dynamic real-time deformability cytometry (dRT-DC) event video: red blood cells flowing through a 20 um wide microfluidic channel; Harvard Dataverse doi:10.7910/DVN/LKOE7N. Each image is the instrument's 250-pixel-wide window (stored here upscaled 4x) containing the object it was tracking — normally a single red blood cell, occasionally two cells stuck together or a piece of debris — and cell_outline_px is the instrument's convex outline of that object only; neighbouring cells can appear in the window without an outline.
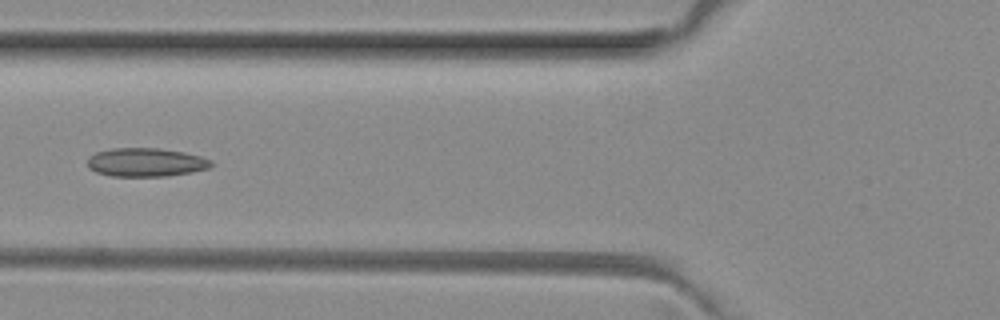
{"species": "common noctule bat (a hibernating species)", "species_latin": "Nyctalus noctula", "temperature_condition": "room temperature", "stored_images_in_passage": 4, "camera_frame_rate_fps": 3000, "um_per_image_px": 0.085, "animal": {"sex": "female", "body_mass_g": 29.2, "forearm_length_mm": 56.3}, "frame": {"image": 1, "passage_image": 4, "time_ms": 1.0, "image_size_px": [1000, 320], "cell_outline_px": [[212, 164], [208, 168], [192, 172], [164, 176], [112, 176], [96, 172], [88, 168], [88, 156], [96, 152], [112, 148], [156, 148], [184, 152], [200, 156], [212, 160]], "centroid_in_image_um": [12.37, 13.79], "position_along_channel_um": 113.4, "area_um2": 20.58}}